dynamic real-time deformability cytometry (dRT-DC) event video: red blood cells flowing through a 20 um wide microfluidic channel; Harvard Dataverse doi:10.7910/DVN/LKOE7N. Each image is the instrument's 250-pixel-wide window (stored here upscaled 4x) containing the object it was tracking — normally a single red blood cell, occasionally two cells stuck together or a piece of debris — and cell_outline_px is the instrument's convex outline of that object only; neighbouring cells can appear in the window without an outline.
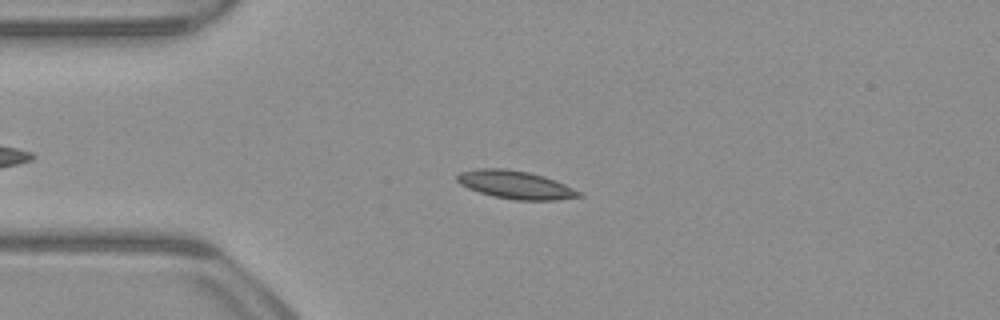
{"species": "common noctule bat (a hibernating species)", "species_latin": "Nyctalus noctula", "temperature_condition": "warm", "stored_images_in_passage": 48, "camera_frame_rate_fps": 3000, "um_per_image_px": 0.085, "animal": {"sex": "male", "body_mass_g": 23.1, "forearm_length_mm": 52.7}, "frame": {"image": 1, "passage_image": 13, "time_ms": 4.0, "image_size_px": [1000, 320], "cell_outline_px": [[584, 196], [556, 200], [516, 200], [496, 196], [480, 192], [468, 188], [460, 184], [456, 180], [456, 176], [460, 172], [476, 168], [504, 168], [528, 172], [544, 176], [564, 184], [580, 192]], "centroid_in_image_um": [43.8, 15.7], "position_along_channel_um": 41.2, "area_um2": 19.77}}
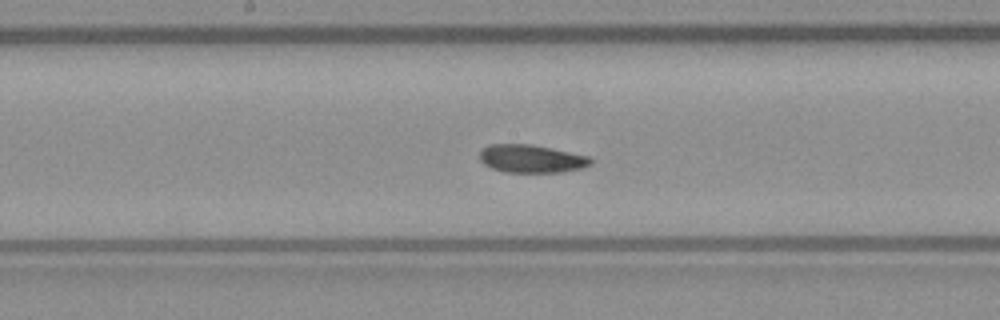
{"frame": {"image": 2, "passage_image": 27, "time_ms": 8.667, "image_size_px": [1000, 320], "cell_outline_px": [[592, 164], [580, 168], [560, 172], [504, 172], [492, 168], [484, 164], [480, 160], [480, 148], [488, 144], [532, 144], [552, 148], [588, 156], [592, 160]], "centroid_in_image_um": [45.12, 13.48], "position_along_channel_um": 203.1, "area_um2": 18.15}}
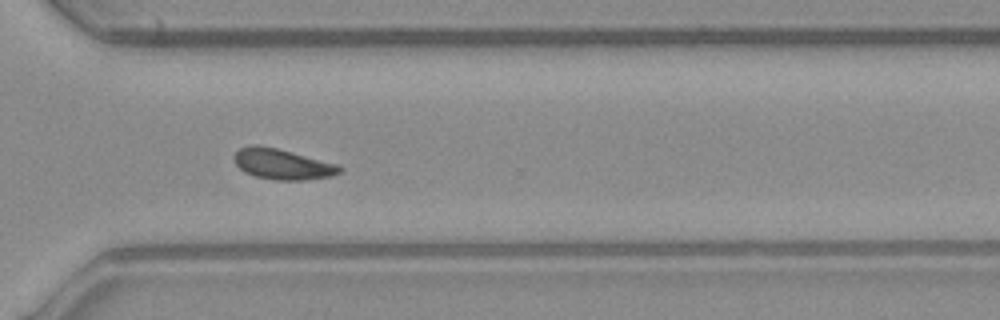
{"frame": {"image": 3, "passage_image": 38, "time_ms": 12.333, "image_size_px": [1000, 320], "cell_outline_px": [[344, 168], [340, 172], [332, 176], [304, 180], [276, 180], [256, 176], [244, 172], [236, 164], [232, 156], [240, 148], [252, 144], [256, 144], [276, 148], [340, 164]], "centroid_in_image_um": [24.02, 13.95], "position_along_channel_um": 346.6, "area_um2": 18.9}, "authors_computed_cell_mechanics": {"area_um2": 18.2359, "velocity_mm_per_s": 3.9286, "shape_relaxation_time_tau1_ms": 7.0686, "shape_relaxation_time_tau2_ms": 8.0193, "deformation_change_tau1": 0.1497, "deformation_change_tau2": 0.1366}}